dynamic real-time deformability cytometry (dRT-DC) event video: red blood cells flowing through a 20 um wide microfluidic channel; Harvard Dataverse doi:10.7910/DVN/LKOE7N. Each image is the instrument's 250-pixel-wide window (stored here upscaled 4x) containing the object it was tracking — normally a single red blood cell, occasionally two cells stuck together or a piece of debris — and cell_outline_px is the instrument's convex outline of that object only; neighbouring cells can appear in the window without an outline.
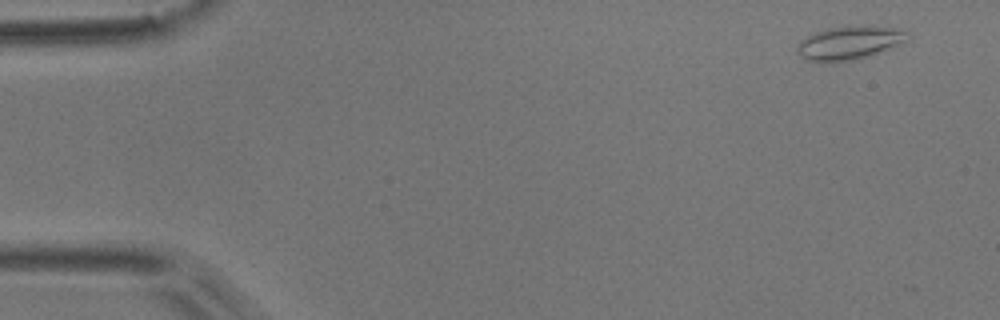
{"species": "common noctule bat (a hibernating species)", "species_latin": "Nyctalus noctula", "temperature_condition": "room temperature", "stored_images_in_passage": 5, "camera_frame_rate_fps": 3000, "um_per_image_px": 0.085, "animal": {"sex": "male", "body_mass_g": 17.9}, "frame": {"image": 1, "passage_image": 1, "time_ms": 0.0, "image_size_px": [1000, 320], "cell_outline_px": [[908, 40], [888, 48], [852, 60], [808, 60], [800, 56], [796, 52], [796, 48], [800, 40], [816, 32], [828, 28], [848, 24], [872, 24], [892, 28], [908, 32]], "centroid_in_image_um": [72.18, 3.57], "position_along_channel_um": 12.8, "area_um2": 21.21}}